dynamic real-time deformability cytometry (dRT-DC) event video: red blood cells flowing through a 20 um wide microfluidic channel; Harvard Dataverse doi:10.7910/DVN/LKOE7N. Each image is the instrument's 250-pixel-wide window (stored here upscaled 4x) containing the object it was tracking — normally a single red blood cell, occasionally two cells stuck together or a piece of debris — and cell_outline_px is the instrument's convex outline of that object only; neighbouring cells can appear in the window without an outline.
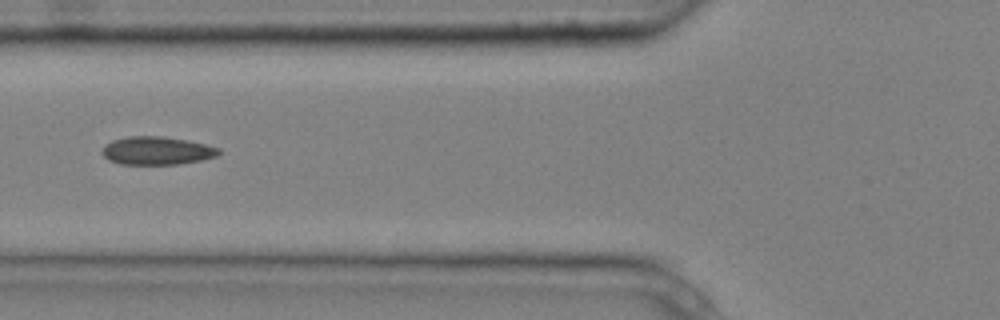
{"species": "common noctule bat (a hibernating species)", "species_latin": "Nyctalus noctula", "temperature_condition": "cold", "stored_images_in_passage": 9, "camera_frame_rate_fps": 3000, "um_per_image_px": 0.085, "animal": {"sex": "male", "body_mass_g": 20.4}, "frame": {"image": 1, "passage_image": 6, "time_ms": 1.667, "image_size_px": [1000, 320], "cell_outline_px": [[220, 152], [216, 156], [200, 160], [176, 164], [120, 164], [108, 160], [100, 152], [104, 144], [112, 140], [128, 136], [164, 136], [204, 144], [220, 148]], "centroid_in_image_um": [13.26, 12.8], "position_along_channel_um": 112.5, "area_um2": 19.07}}
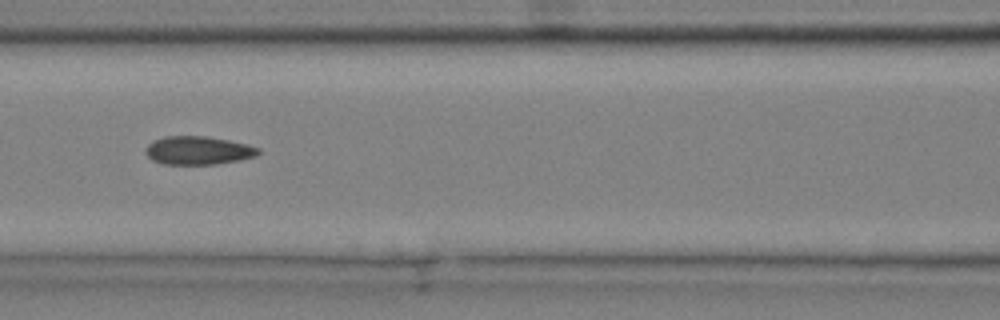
{"frame": {"image": 2, "passage_image": 7, "time_ms": 2.0, "image_size_px": [1000, 320], "cell_outline_px": [[260, 152], [256, 156], [240, 160], [216, 164], [164, 164], [152, 160], [144, 152], [144, 148], [152, 140], [164, 136], [208, 136], [248, 144], [260, 148]], "centroid_in_image_um": [16.83, 12.78], "position_along_channel_um": 149.8, "area_um2": 18.84}}